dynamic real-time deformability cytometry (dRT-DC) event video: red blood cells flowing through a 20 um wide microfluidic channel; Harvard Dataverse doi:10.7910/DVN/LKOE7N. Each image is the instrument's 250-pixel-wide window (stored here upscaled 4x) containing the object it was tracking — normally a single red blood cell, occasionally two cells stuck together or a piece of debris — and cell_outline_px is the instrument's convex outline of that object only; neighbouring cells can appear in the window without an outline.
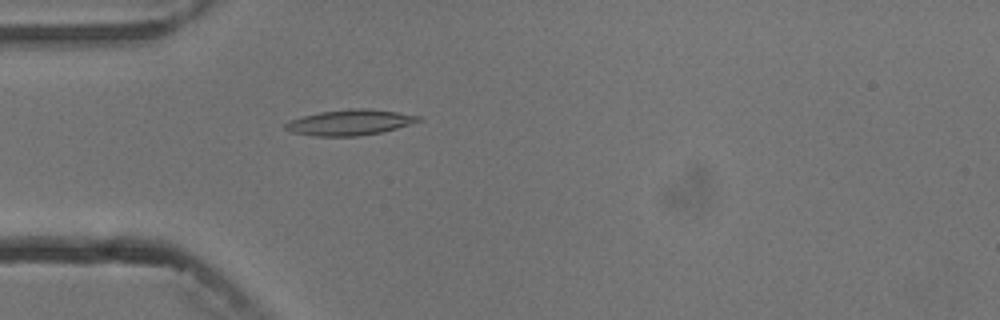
{"species": "common noctule bat (a hibernating species)", "species_latin": "Nyctalus noctula", "temperature_condition": "cold", "stored_images_in_passage": 3, "camera_frame_rate_fps": 3000, "um_per_image_px": 0.085, "animal": {"sex": "male", "body_mass_g": 13.3}, "frame": {"image": 1, "passage_image": 3, "time_ms": 2.333, "image_size_px": [1000, 320], "cell_outline_px": [[424, 120], [396, 128], [380, 132], [360, 136], [312, 136], [292, 132], [284, 128], [284, 124], [288, 120], [320, 112], [348, 108], [368, 108], [396, 112], [420, 116]], "centroid_in_image_um": [29.72, 10.4], "position_along_channel_um": 55.3, "area_um2": 19.88}}